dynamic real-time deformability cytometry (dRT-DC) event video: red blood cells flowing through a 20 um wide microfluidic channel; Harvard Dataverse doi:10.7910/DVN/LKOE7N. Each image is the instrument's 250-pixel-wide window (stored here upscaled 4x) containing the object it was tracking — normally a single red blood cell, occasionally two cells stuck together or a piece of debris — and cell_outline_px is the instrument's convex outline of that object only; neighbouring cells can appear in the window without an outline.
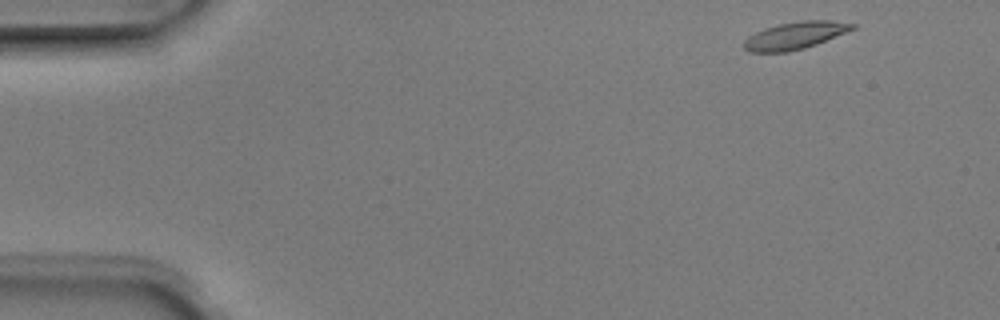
{"species": "Egyptian fruit bat (a non-hibernating species)", "species_latin": "Rousettus aegyptiacus", "temperature_condition": "room temperature", "stored_images_in_passage": 5, "camera_frame_rate_fps": 3000, "um_per_image_px": 0.085, "animal": {"sex": "male"}, "frame": {"image": 1, "passage_image": 1, "time_ms": 0.0, "image_size_px": [1000, 320], "cell_outline_px": [[856, 28], [816, 44], [804, 48], [788, 52], [748, 52], [744, 48], [744, 40], [748, 36], [764, 28], [776, 24], [800, 20], [828, 20], [856, 24]], "centroid_in_image_um": [67.55, 3.01], "position_along_channel_um": 17.4, "area_um2": 17.28}}
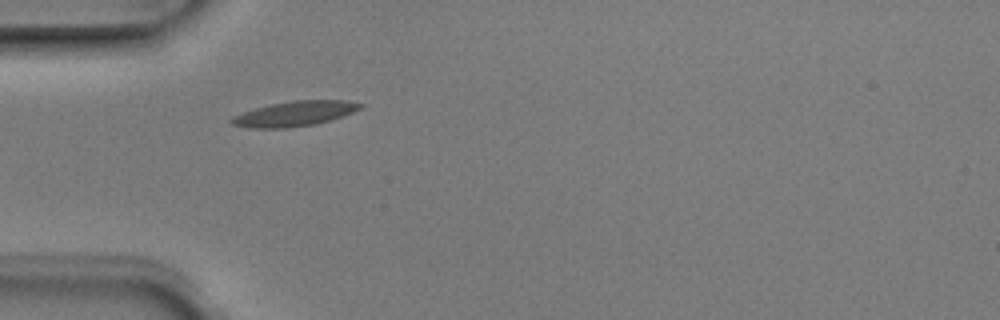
{"frame": {"image": 2, "passage_image": 4, "time_ms": 1.0, "image_size_px": [1000, 320], "cell_outline_px": [[364, 104], [360, 108], [352, 112], [328, 120], [312, 124], [288, 128], [248, 128], [232, 124], [228, 120], [232, 116], [256, 108], [272, 104], [292, 100], [344, 100]], "centroid_in_image_um": [24.98, 9.66], "position_along_channel_um": 60.0, "area_um2": 18.44}}
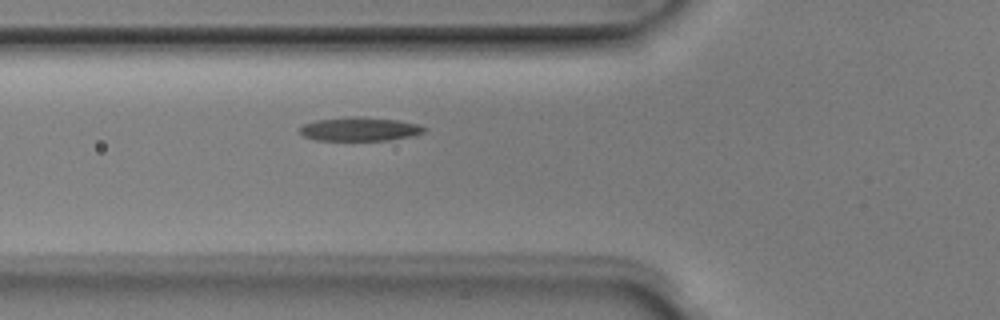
{"frame": {"image": 3, "passage_image": 5, "time_ms": 1.333, "image_size_px": [1000, 320], "cell_outline_px": [[428, 128], [424, 132], [412, 136], [388, 140], [316, 140], [304, 136], [300, 132], [300, 128], [304, 124], [316, 120], [352, 116], [356, 116], [396, 120], [416, 124]], "centroid_in_image_um": [30.57, 10.97], "position_along_channel_um": 95.2, "area_um2": 17.05}}